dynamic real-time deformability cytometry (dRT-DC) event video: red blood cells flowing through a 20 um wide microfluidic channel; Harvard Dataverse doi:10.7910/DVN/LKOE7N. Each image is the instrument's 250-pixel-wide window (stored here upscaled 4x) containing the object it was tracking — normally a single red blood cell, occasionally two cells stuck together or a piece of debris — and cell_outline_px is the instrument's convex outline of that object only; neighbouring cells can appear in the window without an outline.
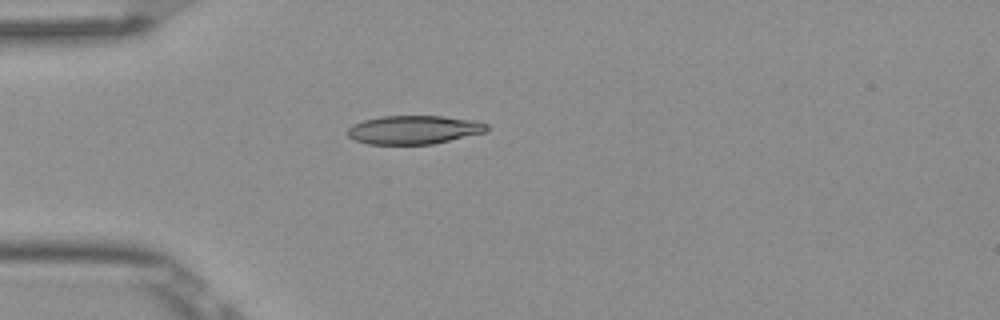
{"species": "Egyptian fruit bat (a non-hibernating species)", "species_latin": "Rousettus aegyptiacus", "temperature_condition": "room temperature", "stored_images_in_passage": 5, "camera_frame_rate_fps": 3000, "um_per_image_px": 0.085, "frame": {"image": 1, "passage_image": 5, "time_ms": 1.333, "image_size_px": [1000, 320], "cell_outline_px": [[488, 128], [484, 132], [432, 144], [368, 144], [352, 140], [348, 136], [348, 128], [352, 124], [364, 120], [380, 116], [444, 116], [476, 120], [488, 124]], "centroid_in_image_um": [35.15, 11.02], "position_along_channel_um": 49.9, "area_um2": 23.24}}